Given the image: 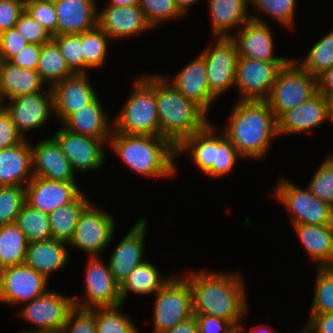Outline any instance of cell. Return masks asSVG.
I'll return each instance as SVG.
<instances>
[{
	"label": "cell",
	"instance_id": "6da1fadb",
	"mask_svg": "<svg viewBox=\"0 0 333 333\" xmlns=\"http://www.w3.org/2000/svg\"><path fill=\"white\" fill-rule=\"evenodd\" d=\"M200 271L183 273L192 290L193 314L219 317L237 328L249 304L244 276L240 271Z\"/></svg>",
	"mask_w": 333,
	"mask_h": 333
},
{
	"label": "cell",
	"instance_id": "7a4b0ae2",
	"mask_svg": "<svg viewBox=\"0 0 333 333\" xmlns=\"http://www.w3.org/2000/svg\"><path fill=\"white\" fill-rule=\"evenodd\" d=\"M223 130L243 158L264 159L278 137L277 119L266 100H238Z\"/></svg>",
	"mask_w": 333,
	"mask_h": 333
},
{
	"label": "cell",
	"instance_id": "3957f363",
	"mask_svg": "<svg viewBox=\"0 0 333 333\" xmlns=\"http://www.w3.org/2000/svg\"><path fill=\"white\" fill-rule=\"evenodd\" d=\"M108 146L136 174L158 179L172 178L176 173V147L164 137L112 130Z\"/></svg>",
	"mask_w": 333,
	"mask_h": 333
},
{
	"label": "cell",
	"instance_id": "277c9868",
	"mask_svg": "<svg viewBox=\"0 0 333 333\" xmlns=\"http://www.w3.org/2000/svg\"><path fill=\"white\" fill-rule=\"evenodd\" d=\"M155 97L159 136L168 139L175 147L210 120L208 114L186 99L161 73H155Z\"/></svg>",
	"mask_w": 333,
	"mask_h": 333
},
{
	"label": "cell",
	"instance_id": "5b68a950",
	"mask_svg": "<svg viewBox=\"0 0 333 333\" xmlns=\"http://www.w3.org/2000/svg\"><path fill=\"white\" fill-rule=\"evenodd\" d=\"M218 127L209 121L201 130L185 138L176 147V159L188 153L186 156L208 177L221 179L229 175L238 158L243 157Z\"/></svg>",
	"mask_w": 333,
	"mask_h": 333
},
{
	"label": "cell",
	"instance_id": "8992f818",
	"mask_svg": "<svg viewBox=\"0 0 333 333\" xmlns=\"http://www.w3.org/2000/svg\"><path fill=\"white\" fill-rule=\"evenodd\" d=\"M144 74L133 78V90L113 120L115 132L159 136L155 74Z\"/></svg>",
	"mask_w": 333,
	"mask_h": 333
},
{
	"label": "cell",
	"instance_id": "52a82bcc",
	"mask_svg": "<svg viewBox=\"0 0 333 333\" xmlns=\"http://www.w3.org/2000/svg\"><path fill=\"white\" fill-rule=\"evenodd\" d=\"M317 93V79L291 58L278 72L266 100L278 119Z\"/></svg>",
	"mask_w": 333,
	"mask_h": 333
},
{
	"label": "cell",
	"instance_id": "ba28073f",
	"mask_svg": "<svg viewBox=\"0 0 333 333\" xmlns=\"http://www.w3.org/2000/svg\"><path fill=\"white\" fill-rule=\"evenodd\" d=\"M272 190V198L284 206L290 214L292 225L333 224V207L316 198L308 187L297 186L292 180L280 178Z\"/></svg>",
	"mask_w": 333,
	"mask_h": 333
},
{
	"label": "cell",
	"instance_id": "9c48e42d",
	"mask_svg": "<svg viewBox=\"0 0 333 333\" xmlns=\"http://www.w3.org/2000/svg\"><path fill=\"white\" fill-rule=\"evenodd\" d=\"M154 298V333H164L193 315L192 290L183 275H171Z\"/></svg>",
	"mask_w": 333,
	"mask_h": 333
},
{
	"label": "cell",
	"instance_id": "30bf717a",
	"mask_svg": "<svg viewBox=\"0 0 333 333\" xmlns=\"http://www.w3.org/2000/svg\"><path fill=\"white\" fill-rule=\"evenodd\" d=\"M91 202L80 214L72 240L68 246L99 257L110 246L115 235V219Z\"/></svg>",
	"mask_w": 333,
	"mask_h": 333
},
{
	"label": "cell",
	"instance_id": "8fae6325",
	"mask_svg": "<svg viewBox=\"0 0 333 333\" xmlns=\"http://www.w3.org/2000/svg\"><path fill=\"white\" fill-rule=\"evenodd\" d=\"M54 291L48 289L21 308V319L35 326L21 333L61 332L68 314L74 309V301L71 295L65 296Z\"/></svg>",
	"mask_w": 333,
	"mask_h": 333
},
{
	"label": "cell",
	"instance_id": "7c38bea8",
	"mask_svg": "<svg viewBox=\"0 0 333 333\" xmlns=\"http://www.w3.org/2000/svg\"><path fill=\"white\" fill-rule=\"evenodd\" d=\"M87 261L84 273L85 295L72 296L74 308L90 310L96 307H114L122 304L120 285L110 272L109 265L100 257H89Z\"/></svg>",
	"mask_w": 333,
	"mask_h": 333
},
{
	"label": "cell",
	"instance_id": "4fadbf2b",
	"mask_svg": "<svg viewBox=\"0 0 333 333\" xmlns=\"http://www.w3.org/2000/svg\"><path fill=\"white\" fill-rule=\"evenodd\" d=\"M215 41L200 54L205 60L210 93L217 99L228 89L235 87L238 49L231 37H217Z\"/></svg>",
	"mask_w": 333,
	"mask_h": 333
},
{
	"label": "cell",
	"instance_id": "5bb4252c",
	"mask_svg": "<svg viewBox=\"0 0 333 333\" xmlns=\"http://www.w3.org/2000/svg\"><path fill=\"white\" fill-rule=\"evenodd\" d=\"M287 62H261L238 57L235 90L238 100H267L279 70Z\"/></svg>",
	"mask_w": 333,
	"mask_h": 333
},
{
	"label": "cell",
	"instance_id": "9a60e30c",
	"mask_svg": "<svg viewBox=\"0 0 333 333\" xmlns=\"http://www.w3.org/2000/svg\"><path fill=\"white\" fill-rule=\"evenodd\" d=\"M48 280L25 263L0 271V303L21 305L45 293Z\"/></svg>",
	"mask_w": 333,
	"mask_h": 333
},
{
	"label": "cell",
	"instance_id": "2e32d148",
	"mask_svg": "<svg viewBox=\"0 0 333 333\" xmlns=\"http://www.w3.org/2000/svg\"><path fill=\"white\" fill-rule=\"evenodd\" d=\"M251 19L239 28L232 39L238 49V57L261 62H288L291 57L277 56L271 25L259 14H250ZM259 15V16H258Z\"/></svg>",
	"mask_w": 333,
	"mask_h": 333
},
{
	"label": "cell",
	"instance_id": "e0dca14e",
	"mask_svg": "<svg viewBox=\"0 0 333 333\" xmlns=\"http://www.w3.org/2000/svg\"><path fill=\"white\" fill-rule=\"evenodd\" d=\"M46 89L4 101L5 109L24 140H29L27 131L43 128L54 115L52 90L51 87Z\"/></svg>",
	"mask_w": 333,
	"mask_h": 333
},
{
	"label": "cell",
	"instance_id": "ac0fdd59",
	"mask_svg": "<svg viewBox=\"0 0 333 333\" xmlns=\"http://www.w3.org/2000/svg\"><path fill=\"white\" fill-rule=\"evenodd\" d=\"M53 137L60 144L75 173L99 171L106 162V145L102 140L73 133L63 126Z\"/></svg>",
	"mask_w": 333,
	"mask_h": 333
},
{
	"label": "cell",
	"instance_id": "d6986e66",
	"mask_svg": "<svg viewBox=\"0 0 333 333\" xmlns=\"http://www.w3.org/2000/svg\"><path fill=\"white\" fill-rule=\"evenodd\" d=\"M147 218L139 217L122 240L114 247L108 265L115 281L121 285L130 272L143 263L146 256L145 244L148 230Z\"/></svg>",
	"mask_w": 333,
	"mask_h": 333
},
{
	"label": "cell",
	"instance_id": "ffe728a7",
	"mask_svg": "<svg viewBox=\"0 0 333 333\" xmlns=\"http://www.w3.org/2000/svg\"><path fill=\"white\" fill-rule=\"evenodd\" d=\"M77 181H56L33 176L25 186V202L30 207L44 213L73 202L82 191Z\"/></svg>",
	"mask_w": 333,
	"mask_h": 333
},
{
	"label": "cell",
	"instance_id": "44dd1931",
	"mask_svg": "<svg viewBox=\"0 0 333 333\" xmlns=\"http://www.w3.org/2000/svg\"><path fill=\"white\" fill-rule=\"evenodd\" d=\"M89 79L88 74H73L51 87L54 117L60 124L97 96Z\"/></svg>",
	"mask_w": 333,
	"mask_h": 333
},
{
	"label": "cell",
	"instance_id": "7402d4cb",
	"mask_svg": "<svg viewBox=\"0 0 333 333\" xmlns=\"http://www.w3.org/2000/svg\"><path fill=\"white\" fill-rule=\"evenodd\" d=\"M326 121L329 122L327 98L317 92L277 119V133L278 136L306 134Z\"/></svg>",
	"mask_w": 333,
	"mask_h": 333
},
{
	"label": "cell",
	"instance_id": "603a6c76",
	"mask_svg": "<svg viewBox=\"0 0 333 333\" xmlns=\"http://www.w3.org/2000/svg\"><path fill=\"white\" fill-rule=\"evenodd\" d=\"M32 172L33 176L56 181H77V174L64 155L58 141L47 137L32 145Z\"/></svg>",
	"mask_w": 333,
	"mask_h": 333
},
{
	"label": "cell",
	"instance_id": "cb8c5ba5",
	"mask_svg": "<svg viewBox=\"0 0 333 333\" xmlns=\"http://www.w3.org/2000/svg\"><path fill=\"white\" fill-rule=\"evenodd\" d=\"M98 6L97 25L117 41L149 31L152 27L144 18L139 5L132 6Z\"/></svg>",
	"mask_w": 333,
	"mask_h": 333
},
{
	"label": "cell",
	"instance_id": "d4e9b609",
	"mask_svg": "<svg viewBox=\"0 0 333 333\" xmlns=\"http://www.w3.org/2000/svg\"><path fill=\"white\" fill-rule=\"evenodd\" d=\"M164 76L186 99L193 101L206 114L209 113V108L217 99L210 93L206 78V64L200 53L175 76Z\"/></svg>",
	"mask_w": 333,
	"mask_h": 333
},
{
	"label": "cell",
	"instance_id": "484cf974",
	"mask_svg": "<svg viewBox=\"0 0 333 333\" xmlns=\"http://www.w3.org/2000/svg\"><path fill=\"white\" fill-rule=\"evenodd\" d=\"M98 0H53L56 36L81 34L97 26Z\"/></svg>",
	"mask_w": 333,
	"mask_h": 333
},
{
	"label": "cell",
	"instance_id": "4316f807",
	"mask_svg": "<svg viewBox=\"0 0 333 333\" xmlns=\"http://www.w3.org/2000/svg\"><path fill=\"white\" fill-rule=\"evenodd\" d=\"M97 95L89 104L71 114L61 125L76 134L97 138L108 145L113 130V117L102 108Z\"/></svg>",
	"mask_w": 333,
	"mask_h": 333
},
{
	"label": "cell",
	"instance_id": "83f0119b",
	"mask_svg": "<svg viewBox=\"0 0 333 333\" xmlns=\"http://www.w3.org/2000/svg\"><path fill=\"white\" fill-rule=\"evenodd\" d=\"M31 142L0 149V186L25 187L33 178Z\"/></svg>",
	"mask_w": 333,
	"mask_h": 333
},
{
	"label": "cell",
	"instance_id": "f1b7e54d",
	"mask_svg": "<svg viewBox=\"0 0 333 333\" xmlns=\"http://www.w3.org/2000/svg\"><path fill=\"white\" fill-rule=\"evenodd\" d=\"M292 226L315 268H333V224Z\"/></svg>",
	"mask_w": 333,
	"mask_h": 333
},
{
	"label": "cell",
	"instance_id": "f546056e",
	"mask_svg": "<svg viewBox=\"0 0 333 333\" xmlns=\"http://www.w3.org/2000/svg\"><path fill=\"white\" fill-rule=\"evenodd\" d=\"M67 243L49 239L47 241L30 242L27 246L24 263L32 267L47 280L54 272L64 269L70 262Z\"/></svg>",
	"mask_w": 333,
	"mask_h": 333
},
{
	"label": "cell",
	"instance_id": "4dcf8cb0",
	"mask_svg": "<svg viewBox=\"0 0 333 333\" xmlns=\"http://www.w3.org/2000/svg\"><path fill=\"white\" fill-rule=\"evenodd\" d=\"M209 16L211 18V30L213 37H232L230 31L239 30L251 15L249 9V0H207ZM249 13V14H248Z\"/></svg>",
	"mask_w": 333,
	"mask_h": 333
},
{
	"label": "cell",
	"instance_id": "1f68e13d",
	"mask_svg": "<svg viewBox=\"0 0 333 333\" xmlns=\"http://www.w3.org/2000/svg\"><path fill=\"white\" fill-rule=\"evenodd\" d=\"M44 85L36 70L0 61V94L4 101L38 93L46 88Z\"/></svg>",
	"mask_w": 333,
	"mask_h": 333
},
{
	"label": "cell",
	"instance_id": "d6a6232c",
	"mask_svg": "<svg viewBox=\"0 0 333 333\" xmlns=\"http://www.w3.org/2000/svg\"><path fill=\"white\" fill-rule=\"evenodd\" d=\"M170 279L168 276L163 277L153 263L144 261L120 285L121 302L124 304L130 293L144 296L156 294Z\"/></svg>",
	"mask_w": 333,
	"mask_h": 333
},
{
	"label": "cell",
	"instance_id": "836d02e7",
	"mask_svg": "<svg viewBox=\"0 0 333 333\" xmlns=\"http://www.w3.org/2000/svg\"><path fill=\"white\" fill-rule=\"evenodd\" d=\"M90 203V199L82 192L73 202L49 213L52 239L69 244L80 214Z\"/></svg>",
	"mask_w": 333,
	"mask_h": 333
},
{
	"label": "cell",
	"instance_id": "e575fe53",
	"mask_svg": "<svg viewBox=\"0 0 333 333\" xmlns=\"http://www.w3.org/2000/svg\"><path fill=\"white\" fill-rule=\"evenodd\" d=\"M36 71L41 80L46 85L48 84V87H52L57 82L74 74L53 40L42 45Z\"/></svg>",
	"mask_w": 333,
	"mask_h": 333
},
{
	"label": "cell",
	"instance_id": "d590c367",
	"mask_svg": "<svg viewBox=\"0 0 333 333\" xmlns=\"http://www.w3.org/2000/svg\"><path fill=\"white\" fill-rule=\"evenodd\" d=\"M28 241L16 224L0 225V269L23 264Z\"/></svg>",
	"mask_w": 333,
	"mask_h": 333
},
{
	"label": "cell",
	"instance_id": "8d00e7d4",
	"mask_svg": "<svg viewBox=\"0 0 333 333\" xmlns=\"http://www.w3.org/2000/svg\"><path fill=\"white\" fill-rule=\"evenodd\" d=\"M109 40L112 41L98 25L82 33L84 74H89L92 69H101L105 65Z\"/></svg>",
	"mask_w": 333,
	"mask_h": 333
},
{
	"label": "cell",
	"instance_id": "74e56055",
	"mask_svg": "<svg viewBox=\"0 0 333 333\" xmlns=\"http://www.w3.org/2000/svg\"><path fill=\"white\" fill-rule=\"evenodd\" d=\"M15 224L25 234L28 243L52 239L48 214L26 203L19 211Z\"/></svg>",
	"mask_w": 333,
	"mask_h": 333
},
{
	"label": "cell",
	"instance_id": "f35d334b",
	"mask_svg": "<svg viewBox=\"0 0 333 333\" xmlns=\"http://www.w3.org/2000/svg\"><path fill=\"white\" fill-rule=\"evenodd\" d=\"M294 60L314 77L331 68L333 66V30L316 43L314 42L304 59L294 58Z\"/></svg>",
	"mask_w": 333,
	"mask_h": 333
},
{
	"label": "cell",
	"instance_id": "ab89813d",
	"mask_svg": "<svg viewBox=\"0 0 333 333\" xmlns=\"http://www.w3.org/2000/svg\"><path fill=\"white\" fill-rule=\"evenodd\" d=\"M123 305L95 308L96 333H141L130 316L121 312Z\"/></svg>",
	"mask_w": 333,
	"mask_h": 333
},
{
	"label": "cell",
	"instance_id": "60d3db41",
	"mask_svg": "<svg viewBox=\"0 0 333 333\" xmlns=\"http://www.w3.org/2000/svg\"><path fill=\"white\" fill-rule=\"evenodd\" d=\"M249 6L261 15L269 16L282 27L294 29L296 0H249Z\"/></svg>",
	"mask_w": 333,
	"mask_h": 333
},
{
	"label": "cell",
	"instance_id": "b9f144b4",
	"mask_svg": "<svg viewBox=\"0 0 333 333\" xmlns=\"http://www.w3.org/2000/svg\"><path fill=\"white\" fill-rule=\"evenodd\" d=\"M309 313H333V268H316Z\"/></svg>",
	"mask_w": 333,
	"mask_h": 333
},
{
	"label": "cell",
	"instance_id": "7bdbcfd3",
	"mask_svg": "<svg viewBox=\"0 0 333 333\" xmlns=\"http://www.w3.org/2000/svg\"><path fill=\"white\" fill-rule=\"evenodd\" d=\"M307 185L316 198L333 207V154L326 156Z\"/></svg>",
	"mask_w": 333,
	"mask_h": 333
},
{
	"label": "cell",
	"instance_id": "ee69618b",
	"mask_svg": "<svg viewBox=\"0 0 333 333\" xmlns=\"http://www.w3.org/2000/svg\"><path fill=\"white\" fill-rule=\"evenodd\" d=\"M69 69L74 74H84V56L81 34H64L53 36Z\"/></svg>",
	"mask_w": 333,
	"mask_h": 333
},
{
	"label": "cell",
	"instance_id": "f6af8a7d",
	"mask_svg": "<svg viewBox=\"0 0 333 333\" xmlns=\"http://www.w3.org/2000/svg\"><path fill=\"white\" fill-rule=\"evenodd\" d=\"M139 6L144 18L152 28L172 19L184 17L176 7L174 0H140Z\"/></svg>",
	"mask_w": 333,
	"mask_h": 333
},
{
	"label": "cell",
	"instance_id": "bcb514c9",
	"mask_svg": "<svg viewBox=\"0 0 333 333\" xmlns=\"http://www.w3.org/2000/svg\"><path fill=\"white\" fill-rule=\"evenodd\" d=\"M25 203V187L0 186V225L15 224Z\"/></svg>",
	"mask_w": 333,
	"mask_h": 333
},
{
	"label": "cell",
	"instance_id": "7dc6e473",
	"mask_svg": "<svg viewBox=\"0 0 333 333\" xmlns=\"http://www.w3.org/2000/svg\"><path fill=\"white\" fill-rule=\"evenodd\" d=\"M25 11L52 37L56 36L57 14L53 0H25Z\"/></svg>",
	"mask_w": 333,
	"mask_h": 333
},
{
	"label": "cell",
	"instance_id": "c3c4849f",
	"mask_svg": "<svg viewBox=\"0 0 333 333\" xmlns=\"http://www.w3.org/2000/svg\"><path fill=\"white\" fill-rule=\"evenodd\" d=\"M14 27L21 36L31 44L43 45L50 42L53 38L49 32L26 11L20 15Z\"/></svg>",
	"mask_w": 333,
	"mask_h": 333
},
{
	"label": "cell",
	"instance_id": "681fc988",
	"mask_svg": "<svg viewBox=\"0 0 333 333\" xmlns=\"http://www.w3.org/2000/svg\"><path fill=\"white\" fill-rule=\"evenodd\" d=\"M61 333H96L95 308L90 310L74 308L68 314Z\"/></svg>",
	"mask_w": 333,
	"mask_h": 333
},
{
	"label": "cell",
	"instance_id": "f907efd6",
	"mask_svg": "<svg viewBox=\"0 0 333 333\" xmlns=\"http://www.w3.org/2000/svg\"><path fill=\"white\" fill-rule=\"evenodd\" d=\"M29 42L24 39L15 27L0 34V61H9Z\"/></svg>",
	"mask_w": 333,
	"mask_h": 333
},
{
	"label": "cell",
	"instance_id": "816d5d0a",
	"mask_svg": "<svg viewBox=\"0 0 333 333\" xmlns=\"http://www.w3.org/2000/svg\"><path fill=\"white\" fill-rule=\"evenodd\" d=\"M25 11V0H0V34L13 28Z\"/></svg>",
	"mask_w": 333,
	"mask_h": 333
},
{
	"label": "cell",
	"instance_id": "f5cc1de1",
	"mask_svg": "<svg viewBox=\"0 0 333 333\" xmlns=\"http://www.w3.org/2000/svg\"><path fill=\"white\" fill-rule=\"evenodd\" d=\"M23 141L9 112L3 107L0 109V149L15 146Z\"/></svg>",
	"mask_w": 333,
	"mask_h": 333
},
{
	"label": "cell",
	"instance_id": "db71d44e",
	"mask_svg": "<svg viewBox=\"0 0 333 333\" xmlns=\"http://www.w3.org/2000/svg\"><path fill=\"white\" fill-rule=\"evenodd\" d=\"M199 333H236V328L227 320L204 314H194Z\"/></svg>",
	"mask_w": 333,
	"mask_h": 333
},
{
	"label": "cell",
	"instance_id": "11a10c76",
	"mask_svg": "<svg viewBox=\"0 0 333 333\" xmlns=\"http://www.w3.org/2000/svg\"><path fill=\"white\" fill-rule=\"evenodd\" d=\"M42 45L31 44L22 48L17 54H15L9 62L13 65L21 68H27L36 70L38 66V60L40 58Z\"/></svg>",
	"mask_w": 333,
	"mask_h": 333
},
{
	"label": "cell",
	"instance_id": "9f6ffc18",
	"mask_svg": "<svg viewBox=\"0 0 333 333\" xmlns=\"http://www.w3.org/2000/svg\"><path fill=\"white\" fill-rule=\"evenodd\" d=\"M305 326L313 333H333V313H309Z\"/></svg>",
	"mask_w": 333,
	"mask_h": 333
},
{
	"label": "cell",
	"instance_id": "6f0895ef",
	"mask_svg": "<svg viewBox=\"0 0 333 333\" xmlns=\"http://www.w3.org/2000/svg\"><path fill=\"white\" fill-rule=\"evenodd\" d=\"M317 92L327 98L333 95V66L316 77Z\"/></svg>",
	"mask_w": 333,
	"mask_h": 333
},
{
	"label": "cell",
	"instance_id": "680465c9",
	"mask_svg": "<svg viewBox=\"0 0 333 333\" xmlns=\"http://www.w3.org/2000/svg\"><path fill=\"white\" fill-rule=\"evenodd\" d=\"M164 333H199L195 315L193 314Z\"/></svg>",
	"mask_w": 333,
	"mask_h": 333
},
{
	"label": "cell",
	"instance_id": "91938a15",
	"mask_svg": "<svg viewBox=\"0 0 333 333\" xmlns=\"http://www.w3.org/2000/svg\"><path fill=\"white\" fill-rule=\"evenodd\" d=\"M243 325L244 324H240L236 328V333H246V329ZM249 333H275V331L273 329H271V327H269L268 325L264 326V324H263V326L257 325L255 327L250 328Z\"/></svg>",
	"mask_w": 333,
	"mask_h": 333
},
{
	"label": "cell",
	"instance_id": "94428289",
	"mask_svg": "<svg viewBox=\"0 0 333 333\" xmlns=\"http://www.w3.org/2000/svg\"><path fill=\"white\" fill-rule=\"evenodd\" d=\"M199 0H174L176 7L185 15L188 14L192 5H195Z\"/></svg>",
	"mask_w": 333,
	"mask_h": 333
},
{
	"label": "cell",
	"instance_id": "6125c7cd",
	"mask_svg": "<svg viewBox=\"0 0 333 333\" xmlns=\"http://www.w3.org/2000/svg\"><path fill=\"white\" fill-rule=\"evenodd\" d=\"M140 0H108L106 6H132L139 5Z\"/></svg>",
	"mask_w": 333,
	"mask_h": 333
},
{
	"label": "cell",
	"instance_id": "be15d7a7",
	"mask_svg": "<svg viewBox=\"0 0 333 333\" xmlns=\"http://www.w3.org/2000/svg\"><path fill=\"white\" fill-rule=\"evenodd\" d=\"M328 102V119L333 122V95L327 97Z\"/></svg>",
	"mask_w": 333,
	"mask_h": 333
},
{
	"label": "cell",
	"instance_id": "e7e4bbea",
	"mask_svg": "<svg viewBox=\"0 0 333 333\" xmlns=\"http://www.w3.org/2000/svg\"><path fill=\"white\" fill-rule=\"evenodd\" d=\"M300 333H313V332L304 325L303 329H301Z\"/></svg>",
	"mask_w": 333,
	"mask_h": 333
},
{
	"label": "cell",
	"instance_id": "03108f58",
	"mask_svg": "<svg viewBox=\"0 0 333 333\" xmlns=\"http://www.w3.org/2000/svg\"><path fill=\"white\" fill-rule=\"evenodd\" d=\"M4 107V100L0 94V109H2Z\"/></svg>",
	"mask_w": 333,
	"mask_h": 333
}]
</instances>
